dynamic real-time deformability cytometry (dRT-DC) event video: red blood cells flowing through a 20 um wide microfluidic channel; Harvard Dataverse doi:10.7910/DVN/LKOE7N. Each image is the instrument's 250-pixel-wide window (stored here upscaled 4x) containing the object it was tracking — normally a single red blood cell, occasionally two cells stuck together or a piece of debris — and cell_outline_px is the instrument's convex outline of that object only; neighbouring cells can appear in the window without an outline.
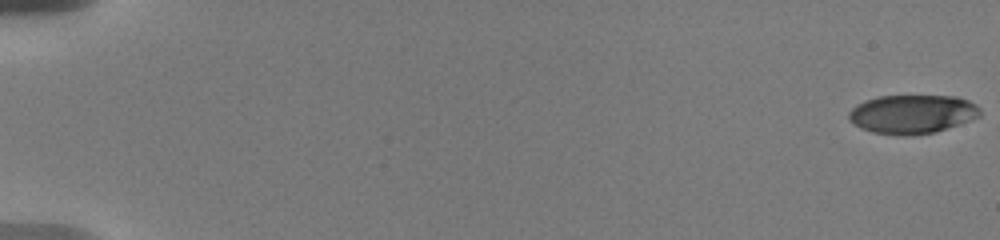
{"species": "human", "species_latin": "Homo sapiens", "temperature_condition": "warm", "stored_images_in_passage": 8, "camera_frame_rate_fps": 3000, "um_per_image_px": 0.085, "donor": {"sex": "male"}, "frame": {"image": 1, "passage_image": 1, "time_ms": 0.0, "image_size_px": [1000, 240], "cell_outline_px": [[980, 116], [936, 132], [912, 136], [900, 136], [872, 132], [860, 128], [848, 120], [848, 112], [856, 104], [864, 100], [876, 96], [956, 96], [968, 100], [976, 104], [980, 108]], "centroid_in_image_um": [77.5, 9.7], "position_along_channel_um": 7.5, "area_um2": 30.0}}